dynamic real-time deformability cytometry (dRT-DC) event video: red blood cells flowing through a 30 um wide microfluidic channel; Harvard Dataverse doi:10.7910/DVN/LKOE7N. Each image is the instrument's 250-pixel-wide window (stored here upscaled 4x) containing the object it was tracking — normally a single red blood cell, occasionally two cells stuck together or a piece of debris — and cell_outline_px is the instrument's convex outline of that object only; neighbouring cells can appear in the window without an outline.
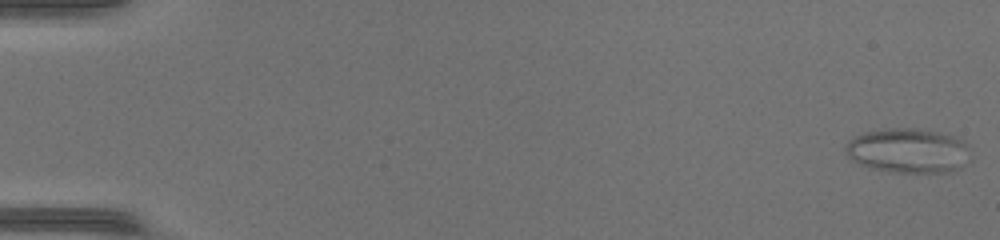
{"species": "common noctule bat (a hibernating species)", "species_latin": "Nyctalus noctula", "temperature_condition": "warm", "stored_images_in_passage": 49, "camera_frame_rate_fps": 3000, "um_per_image_px": 0.085, "animal": {"sex": "female", "body_mass_g": 17.0, "forearm_length_mm": 48.0}, "frame": {"image": 1, "passage_image": 1, "time_ms": 0.0, "image_size_px": [1000, 240], "cell_outline_px": [[964, 164], [960, 168], [948, 172], [892, 172], [868, 168], [852, 160], [844, 152], [844, 144], [848, 140], [856, 136], [868, 132], [892, 128], [912, 128], [952, 136], [960, 140], [964, 144]], "centroid_in_image_um": [77.05, 12.82], "position_along_channel_um": 8.0, "area_um2": 31.62}}
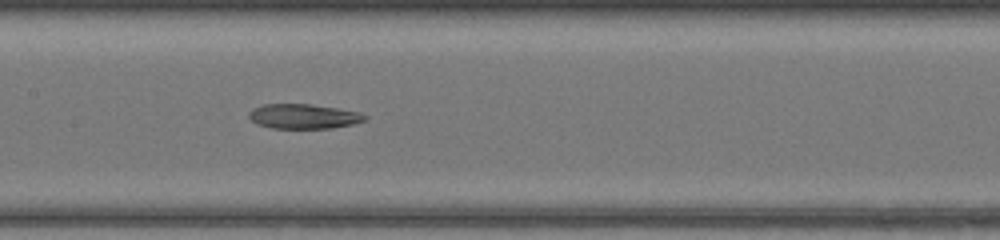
{"frame": {"image": 2, "passage_image": 25, "time_ms": 8.0, "image_size_px": [1000, 240], "cell_outline_px": [[368, 116], [364, 120], [352, 124], [332, 128], [272, 128], [256, 124], [248, 116], [248, 112], [252, 108], [264, 104], [312, 104], [360, 112]], "centroid_in_image_um": [25.77, 9.88], "position_along_channel_um": 181.6, "area_um2": 16.7}}
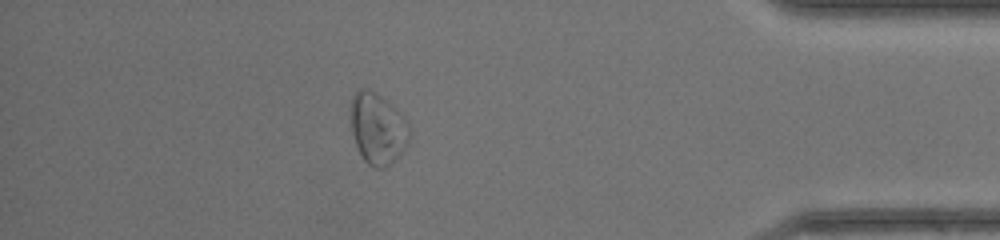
{"frame": {"image": 3, "passage_image": 43, "time_ms": 14.0, "image_size_px": [1000, 240], "cell_outline_px": [[412, 132], [408, 144], [384, 168], [376, 168], [368, 164], [364, 160], [356, 144], [352, 132], [348, 112], [352, 96], [360, 88], [368, 88], [392, 104], [396, 108], [408, 124]], "centroid_in_image_um": [32.07, 10.88], "position_along_channel_um": 403.1, "area_um2": 24.45}, "authors_computed_cell_mechanics": {"area_um2": 21.964, "velocity_mm_per_s": 4.3362, "shape_relaxation_time_tau1_ms": null, "shape_relaxation_time_tau2_ms": 7.7476, "deformation_change_tau1": null, "deformation_change_tau2": 0.1767}}